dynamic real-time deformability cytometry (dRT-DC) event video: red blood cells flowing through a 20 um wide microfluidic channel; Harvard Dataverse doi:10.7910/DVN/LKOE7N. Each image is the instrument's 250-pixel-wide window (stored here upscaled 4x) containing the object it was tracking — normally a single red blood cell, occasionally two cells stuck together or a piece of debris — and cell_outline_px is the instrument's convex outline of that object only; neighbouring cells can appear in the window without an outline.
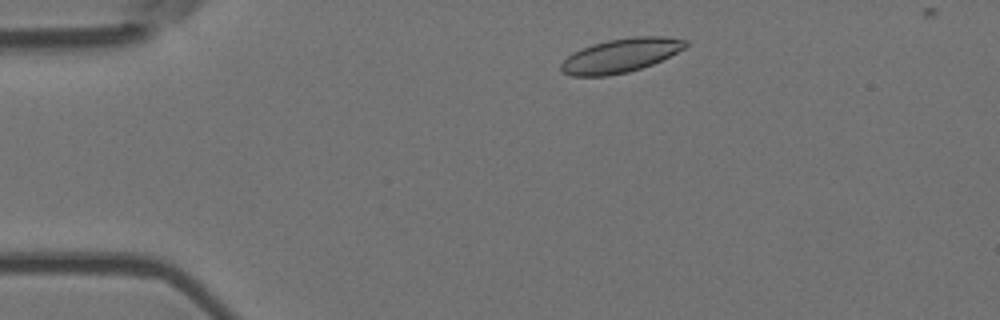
{"species": "Egyptian fruit bat (a non-hibernating species)", "species_latin": "Rousettus aegyptiacus", "temperature_condition": "room temperature", "stored_images_in_passage": 6, "camera_frame_rate_fps": 3000, "um_per_image_px": 0.085, "animal": {"sex": "female"}, "frame": {"image": 1, "passage_image": 1, "time_ms": 0.0, "image_size_px": [1000, 320], "cell_outline_px": [[688, 44], [684, 48], [652, 64], [628, 72], [608, 76], [572, 76], [560, 72], [560, 64], [572, 52], [592, 44], [608, 40], [632, 36], [664, 36], [688, 40]], "centroid_in_image_um": [52.72, 4.71], "position_along_channel_um": 32.3, "area_um2": 24.62}}
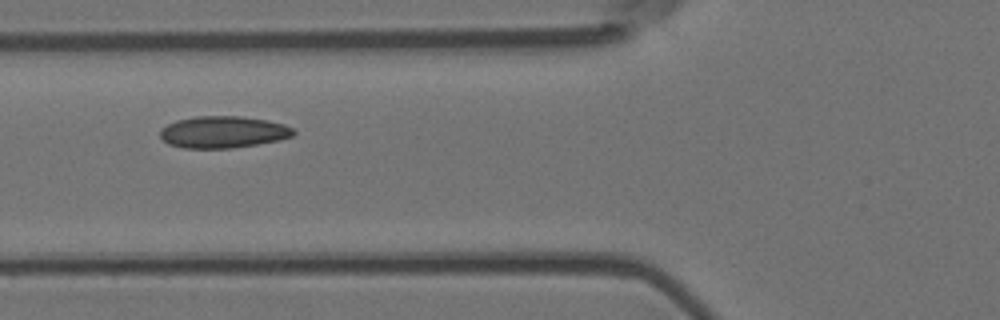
{"frame": {"image": 2, "passage_image": 4, "time_ms": 1.0, "image_size_px": [1000, 320], "cell_outline_px": [[296, 132], [292, 136], [280, 140], [232, 148], [184, 148], [168, 144], [160, 136], [160, 128], [176, 120], [196, 116], [240, 116], [268, 120], [284, 124], [292, 128]], "centroid_in_image_um": [18.96, 11.22], "position_along_channel_um": 106.8, "area_um2": 24.8}}
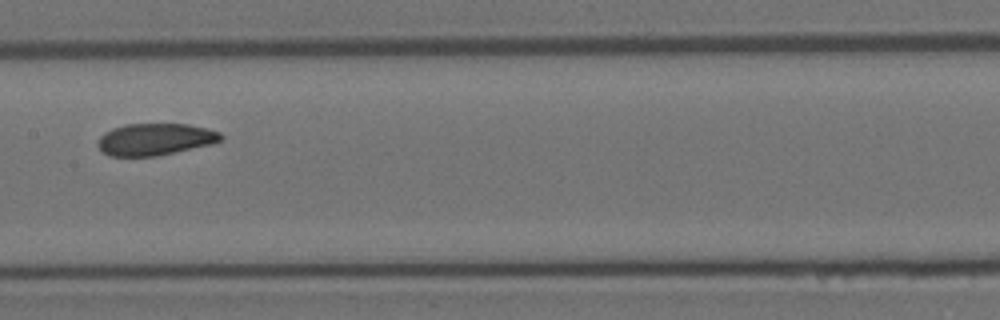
{"frame": {"image": 3, "passage_image": 6, "time_ms": 1.667, "image_size_px": [1000, 320], "cell_outline_px": [[224, 136], [220, 140], [212, 144], [156, 156], [108, 156], [100, 152], [96, 144], [96, 140], [104, 132], [112, 128], [124, 124], [188, 124], [208, 128], [220, 132]], "centroid_in_image_um": [13.13, 11.84], "position_along_channel_um": 194.3, "area_um2": 23.18}}